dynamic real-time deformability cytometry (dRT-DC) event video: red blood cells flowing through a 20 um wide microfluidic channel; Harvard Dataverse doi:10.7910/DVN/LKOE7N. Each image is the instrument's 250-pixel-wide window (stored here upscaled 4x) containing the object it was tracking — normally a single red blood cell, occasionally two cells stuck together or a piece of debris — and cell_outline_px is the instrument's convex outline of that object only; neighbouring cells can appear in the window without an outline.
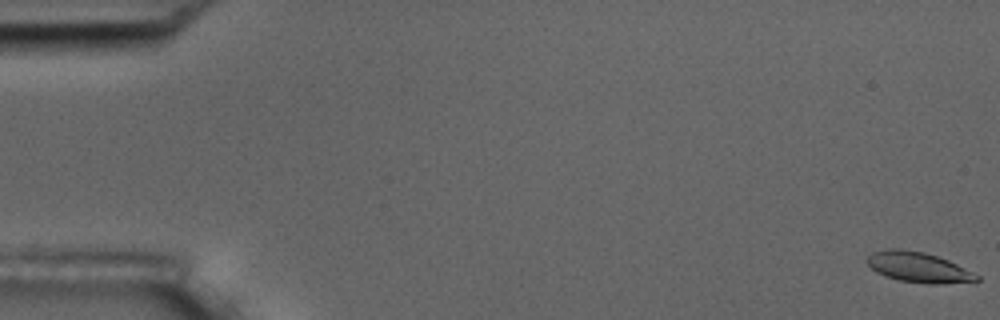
{"species": "common noctule bat (a hibernating species)", "species_latin": "Nyctalus noctula", "temperature_condition": "room temperature", "stored_images_in_passage": 58, "camera_frame_rate_fps": 3000, "um_per_image_px": 0.085, "animal": {"sex": "male", "body_mass_g": 17.5, "forearm_length_mm": 52.3}, "frame": {"image": 1, "passage_image": 1, "time_ms": 0.0, "image_size_px": [1000, 320], "cell_outline_px": [[980, 280], [944, 284], [928, 284], [900, 280], [884, 276], [876, 272], [864, 260], [872, 252], [884, 248], [896, 248], [924, 252], [948, 260], [980, 276]], "centroid_in_image_um": [78.02, 22.71], "position_along_channel_um": 7.0, "area_um2": 19.36}}
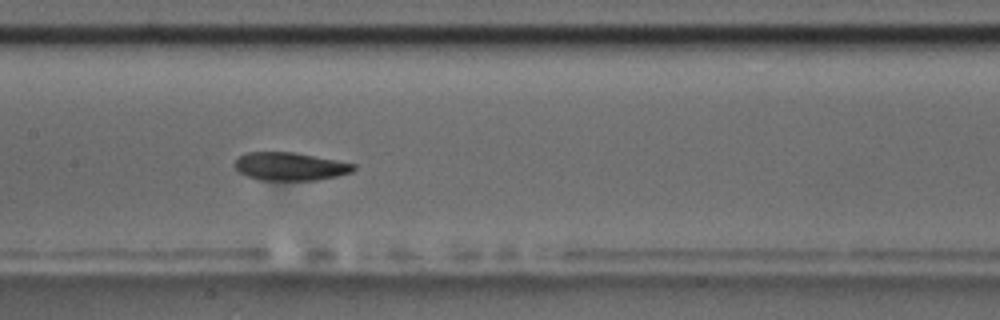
{"frame": {"image": 2, "passage_image": 29, "time_ms": 9.333, "image_size_px": [1000, 320], "cell_outline_px": [[356, 168], [352, 172], [336, 176], [316, 180], [260, 180], [248, 176], [240, 172], [232, 164], [240, 156], [248, 152], [296, 152], [356, 164]], "centroid_in_image_um": [24.67, 14.14], "position_along_channel_um": 182.7, "area_um2": 19.42}}
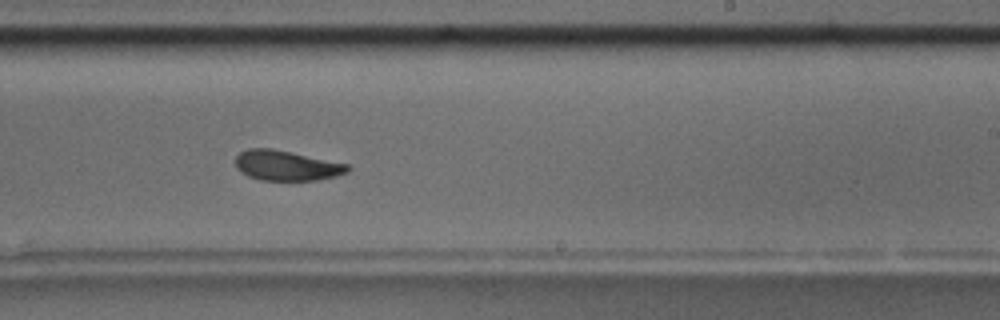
{"frame": {"image": 3, "passage_image": 36, "time_ms": 11.667, "image_size_px": [1000, 320], "cell_outline_px": [[352, 168], [348, 172], [336, 176], [316, 180], [260, 180], [248, 176], [240, 172], [236, 168], [236, 156], [240, 152], [248, 148], [272, 148], [292, 152], [348, 164]], "centroid_in_image_um": [24.35, 14.07], "position_along_channel_um": 264.7, "area_um2": 19.77}, "authors_computed_cell_mechanics": {"area_um2": 20.3167, "velocity_mm_per_s": 3.5211, "shape_relaxation_time_tau1_ms": 9.0377, "shape_relaxation_time_tau2_ms": 3.5272, "deformation_change_tau1": 0.177, "deformation_change_tau2": 0.0837}}